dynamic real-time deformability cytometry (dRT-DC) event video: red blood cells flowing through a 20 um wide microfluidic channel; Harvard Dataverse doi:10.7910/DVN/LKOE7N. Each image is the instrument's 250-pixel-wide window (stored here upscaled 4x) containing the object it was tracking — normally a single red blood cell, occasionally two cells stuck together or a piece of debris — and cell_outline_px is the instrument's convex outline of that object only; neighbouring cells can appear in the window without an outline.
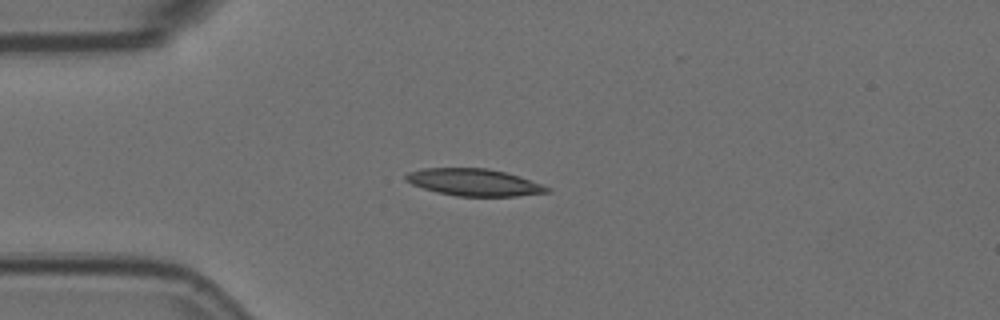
{"species": "Egyptian fruit bat (a non-hibernating species)", "species_latin": "Rousettus aegyptiacus", "temperature_condition": "room temperature", "stored_images_in_passage": 5, "camera_frame_rate_fps": 3000, "um_per_image_px": 0.085, "animal": {"sex": "female"}, "frame": {"image": 1, "passage_image": 4, "time_ms": 1.0, "image_size_px": [1000, 320], "cell_outline_px": [[552, 188], [548, 192], [516, 196], [456, 196], [436, 192], [412, 184], [404, 180], [404, 176], [408, 172], [424, 168], [488, 168], [520, 176]], "centroid_in_image_um": [40.28, 15.49], "position_along_channel_um": 44.7, "area_um2": 22.25}}
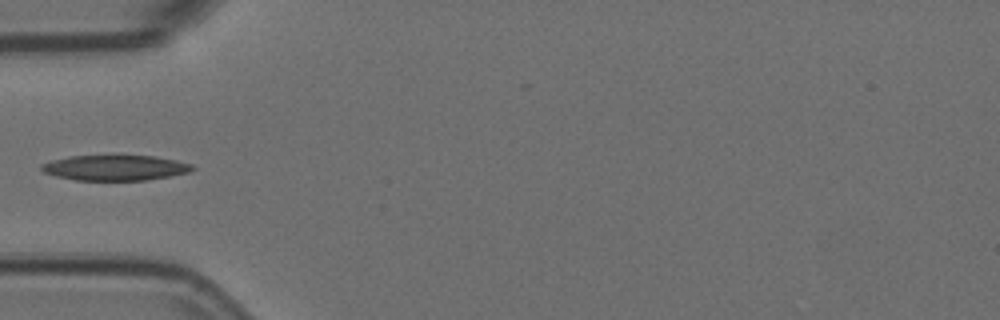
{"frame": {"image": 2, "passage_image": 5, "time_ms": 1.333, "image_size_px": [1000, 320], "cell_outline_px": [[196, 168], [188, 172], [148, 180], [76, 180], [56, 176], [44, 172], [40, 168], [40, 164], [52, 160], [68, 156], [156, 156], [176, 160], [192, 164]], "centroid_in_image_um": [9.78, 14.26], "position_along_channel_um": 75.2, "area_um2": 22.2}}